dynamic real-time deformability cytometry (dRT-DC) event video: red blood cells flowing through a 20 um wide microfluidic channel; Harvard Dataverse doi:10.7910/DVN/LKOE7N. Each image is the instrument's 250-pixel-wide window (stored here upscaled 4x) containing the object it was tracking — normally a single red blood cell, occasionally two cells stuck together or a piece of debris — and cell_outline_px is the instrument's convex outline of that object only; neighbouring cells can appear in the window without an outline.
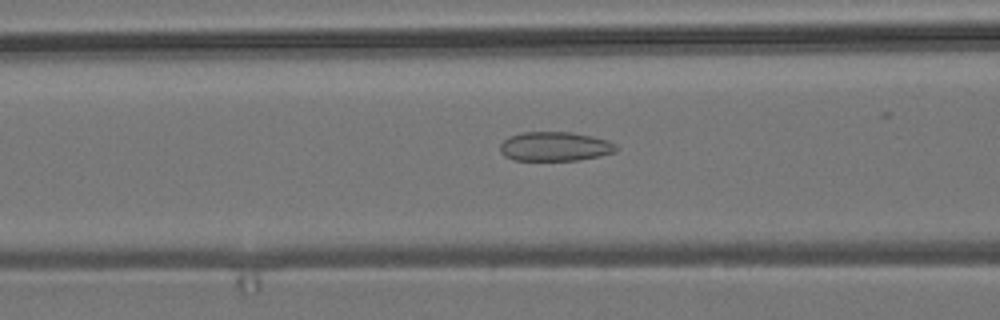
{"species": "common noctule bat (a hibernating species)", "species_latin": "Nyctalus noctula", "temperature_condition": "room temperature", "stored_images_in_passage": 42, "camera_frame_rate_fps": 3000, "um_per_image_px": 0.085, "animal": {"sex": "male", "body_mass_g": 19.2, "forearm_length_mm": 51.8}, "frame": {"image": 1, "passage_image": 8, "time_ms": 2.333, "image_size_px": [1000, 320], "cell_outline_px": [[616, 152], [600, 156], [576, 160], [512, 160], [504, 156], [500, 152], [500, 144], [508, 136], [524, 132], [572, 132], [592, 136], [608, 140], [616, 144]], "centroid_in_image_um": [47.15, 12.45], "position_along_channel_um": 119.4, "area_um2": 19.88}}
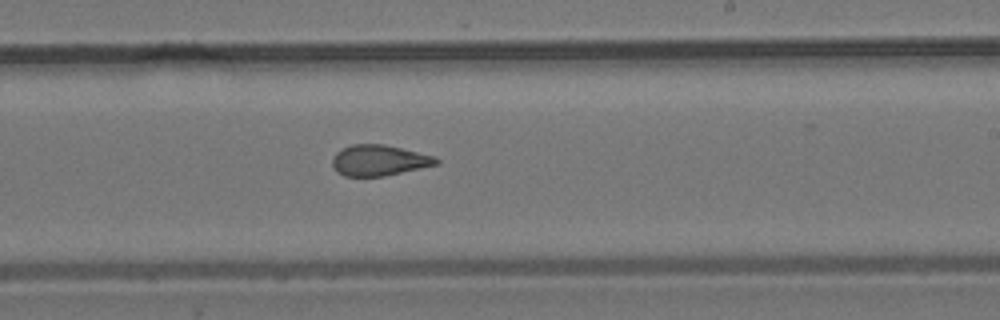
{"frame": {"image": 2, "passage_image": 19, "time_ms": 6.0, "image_size_px": [1000, 320], "cell_outline_px": [[440, 164], [384, 176], [344, 176], [336, 172], [332, 164], [332, 160], [336, 152], [340, 148], [352, 144], [384, 144], [436, 156], [440, 160]], "centroid_in_image_um": [32.23, 13.62], "position_along_channel_um": 256.8, "area_um2": 18.84}}
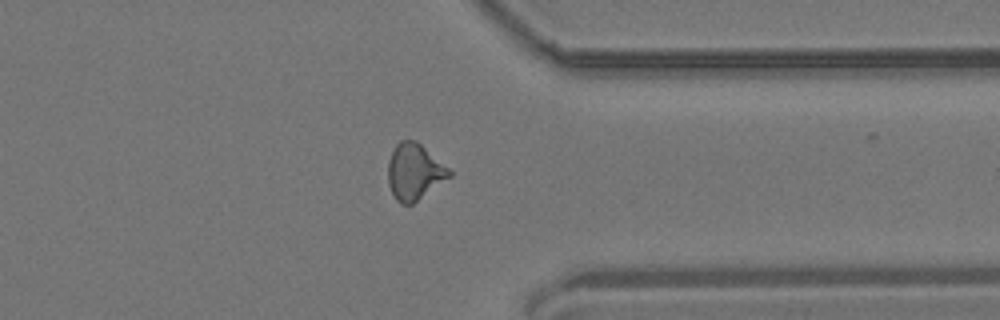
{"frame": {"image": 3, "passage_image": 29, "time_ms": 9.333, "image_size_px": [1000, 320], "cell_outline_px": [[452, 176], [412, 204], [400, 204], [396, 200], [388, 184], [388, 160], [396, 144], [400, 140], [416, 140], [448, 168], [452, 172]], "centroid_in_image_um": [35.21, 14.6], "position_along_channel_um": 376.2, "area_um2": 19.94}, "authors_computed_cell_mechanics": {"area_um2": 19.1607, "velocity_mm_per_s": 3.7438, "shape_relaxation_time_tau1_ms": null, "shape_relaxation_time_tau2_ms": 1.7082, "deformation_change_tau1": null, "deformation_change_tau2": 0.0853}}